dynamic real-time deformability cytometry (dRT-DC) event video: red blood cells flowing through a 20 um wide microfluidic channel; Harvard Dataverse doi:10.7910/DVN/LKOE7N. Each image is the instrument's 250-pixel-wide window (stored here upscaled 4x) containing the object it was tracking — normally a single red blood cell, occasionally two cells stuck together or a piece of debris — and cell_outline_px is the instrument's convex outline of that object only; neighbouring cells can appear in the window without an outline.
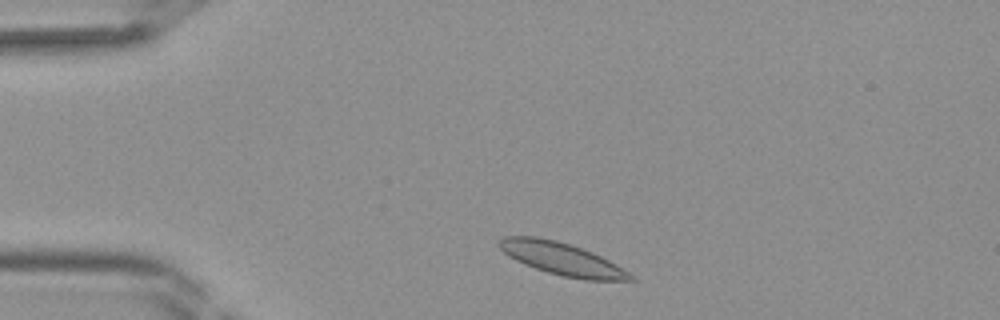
{"species": "Egyptian fruit bat (a non-hibernating species)", "species_latin": "Rousettus aegyptiacus", "temperature_condition": "room temperature", "stored_images_in_passage": 35, "camera_frame_rate_fps": 3000, "um_per_image_px": 0.085, "frame": {"image": 1, "passage_image": 2, "time_ms": 0.333, "image_size_px": [1000, 320], "cell_outline_px": [[636, 280], [584, 280], [564, 276], [548, 272], [524, 264], [508, 256], [496, 244], [504, 236], [536, 236], [556, 240], [592, 252], [616, 264], [636, 276]], "centroid_in_image_um": [47.76, 22.0], "position_along_channel_um": 37.2, "area_um2": 24.68}}
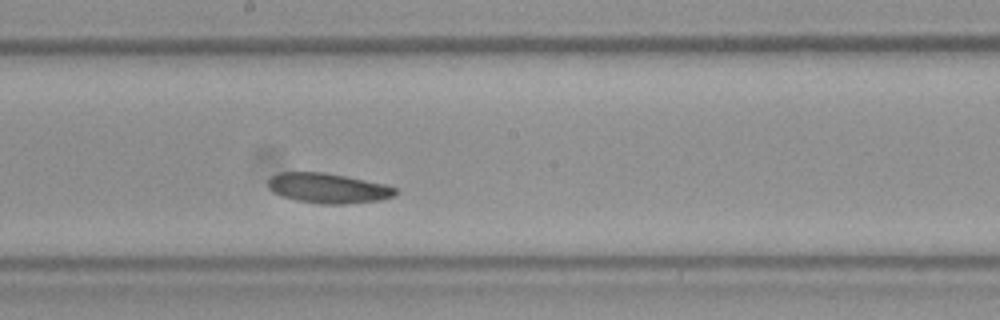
{"frame": {"image": 2, "passage_image": 16, "time_ms": 5.0, "image_size_px": [1000, 320], "cell_outline_px": [[400, 192], [392, 196], [380, 200], [344, 204], [320, 204], [296, 200], [280, 196], [272, 192], [268, 188], [268, 180], [272, 176], [280, 172], [324, 172], [384, 184], [396, 188]], "centroid_in_image_um": [27.85, 16.0], "position_along_channel_um": 220.3, "area_um2": 22.25}}
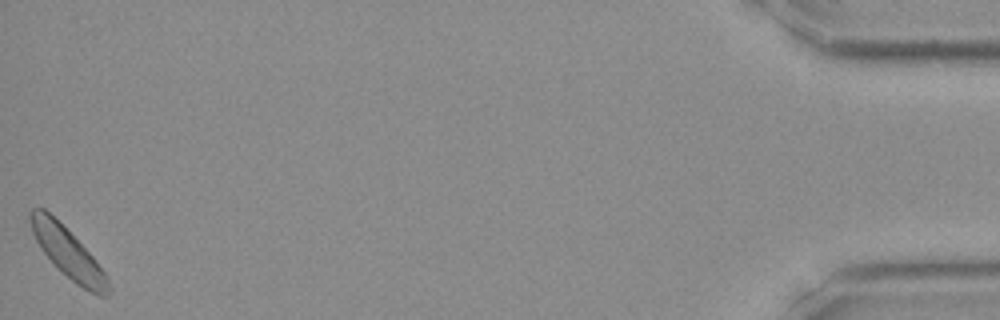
{"frame": {"image": 3, "passage_image": 35, "time_ms": 11.333, "image_size_px": [1000, 320], "cell_outline_px": [[108, 296], [100, 296], [76, 284], [40, 248], [32, 232], [28, 216], [28, 212], [32, 208], [44, 208], [92, 256], [104, 272], [108, 280]], "centroid_in_image_um": [5.73, 21.46], "position_along_channel_um": 429.5, "area_um2": 21.5}}